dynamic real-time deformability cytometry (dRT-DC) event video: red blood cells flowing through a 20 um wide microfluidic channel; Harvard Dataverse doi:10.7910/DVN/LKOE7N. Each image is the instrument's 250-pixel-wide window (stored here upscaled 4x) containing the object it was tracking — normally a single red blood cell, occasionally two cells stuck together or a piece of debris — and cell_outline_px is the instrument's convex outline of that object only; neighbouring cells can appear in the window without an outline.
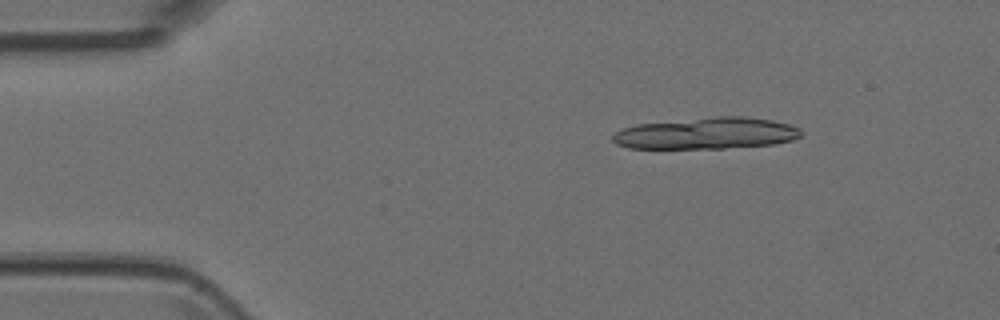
{"species": "Egyptian fruit bat (a non-hibernating species)", "species_latin": "Rousettus aegyptiacus", "temperature_condition": "room temperature", "stored_images_in_passage": 5, "camera_frame_rate_fps": 3000, "um_per_image_px": 0.085, "animal": {"sex": "female"}, "frame": {"image": 1, "passage_image": 1, "time_ms": 0.0, "image_size_px": [1000, 320], "cell_outline_px": [[800, 136], [792, 140], [776, 144], [724, 148], [628, 148], [616, 144], [612, 140], [612, 136], [616, 132], [624, 128], [636, 124], [716, 116], [744, 116], [772, 120], [788, 124], [800, 128]], "centroid_in_image_um": [60.05, 11.33], "position_along_channel_um": 24.9, "area_um2": 34.62}}